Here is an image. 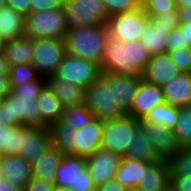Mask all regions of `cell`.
<instances>
[{"instance_id":"obj_1","label":"cell","mask_w":191,"mask_h":191,"mask_svg":"<svg viewBox=\"0 0 191 191\" xmlns=\"http://www.w3.org/2000/svg\"><path fill=\"white\" fill-rule=\"evenodd\" d=\"M45 86L46 78L42 77L13 87L0 102V122L3 126L49 128L37 107V98Z\"/></svg>"},{"instance_id":"obj_2","label":"cell","mask_w":191,"mask_h":191,"mask_svg":"<svg viewBox=\"0 0 191 191\" xmlns=\"http://www.w3.org/2000/svg\"><path fill=\"white\" fill-rule=\"evenodd\" d=\"M104 126L105 120L95 117L76 130L57 121L49 127L51 142L64 154L87 158L100 148Z\"/></svg>"},{"instance_id":"obj_3","label":"cell","mask_w":191,"mask_h":191,"mask_svg":"<svg viewBox=\"0 0 191 191\" xmlns=\"http://www.w3.org/2000/svg\"><path fill=\"white\" fill-rule=\"evenodd\" d=\"M150 57L139 41L126 43L109 37L100 68L111 73L142 76Z\"/></svg>"},{"instance_id":"obj_4","label":"cell","mask_w":191,"mask_h":191,"mask_svg":"<svg viewBox=\"0 0 191 191\" xmlns=\"http://www.w3.org/2000/svg\"><path fill=\"white\" fill-rule=\"evenodd\" d=\"M108 38V28L104 24L68 30L64 41L68 54L101 66Z\"/></svg>"},{"instance_id":"obj_5","label":"cell","mask_w":191,"mask_h":191,"mask_svg":"<svg viewBox=\"0 0 191 191\" xmlns=\"http://www.w3.org/2000/svg\"><path fill=\"white\" fill-rule=\"evenodd\" d=\"M62 9L67 30L104 25L110 17L103 0H64Z\"/></svg>"},{"instance_id":"obj_6","label":"cell","mask_w":191,"mask_h":191,"mask_svg":"<svg viewBox=\"0 0 191 191\" xmlns=\"http://www.w3.org/2000/svg\"><path fill=\"white\" fill-rule=\"evenodd\" d=\"M83 104L95 118L107 120L126 115L114 102L113 83H107L101 76L84 88Z\"/></svg>"},{"instance_id":"obj_7","label":"cell","mask_w":191,"mask_h":191,"mask_svg":"<svg viewBox=\"0 0 191 191\" xmlns=\"http://www.w3.org/2000/svg\"><path fill=\"white\" fill-rule=\"evenodd\" d=\"M139 128V120L128 114L105 120L100 148L124 157L133 135Z\"/></svg>"},{"instance_id":"obj_8","label":"cell","mask_w":191,"mask_h":191,"mask_svg":"<svg viewBox=\"0 0 191 191\" xmlns=\"http://www.w3.org/2000/svg\"><path fill=\"white\" fill-rule=\"evenodd\" d=\"M25 22V35L33 40L64 39L68 31L62 8L30 13Z\"/></svg>"},{"instance_id":"obj_9","label":"cell","mask_w":191,"mask_h":191,"mask_svg":"<svg viewBox=\"0 0 191 191\" xmlns=\"http://www.w3.org/2000/svg\"><path fill=\"white\" fill-rule=\"evenodd\" d=\"M149 19L141 6L130 12L115 14L106 23L108 35L120 42L140 41Z\"/></svg>"},{"instance_id":"obj_10","label":"cell","mask_w":191,"mask_h":191,"mask_svg":"<svg viewBox=\"0 0 191 191\" xmlns=\"http://www.w3.org/2000/svg\"><path fill=\"white\" fill-rule=\"evenodd\" d=\"M32 65L41 77L54 75L66 55L64 39L41 38L33 40Z\"/></svg>"},{"instance_id":"obj_11","label":"cell","mask_w":191,"mask_h":191,"mask_svg":"<svg viewBox=\"0 0 191 191\" xmlns=\"http://www.w3.org/2000/svg\"><path fill=\"white\" fill-rule=\"evenodd\" d=\"M54 76L86 88L101 76L97 63L66 53Z\"/></svg>"},{"instance_id":"obj_12","label":"cell","mask_w":191,"mask_h":191,"mask_svg":"<svg viewBox=\"0 0 191 191\" xmlns=\"http://www.w3.org/2000/svg\"><path fill=\"white\" fill-rule=\"evenodd\" d=\"M140 129L147 139L151 141L159 159L169 161L180 151L176 135L173 129H168L162 125H157L149 121L139 120Z\"/></svg>"},{"instance_id":"obj_13","label":"cell","mask_w":191,"mask_h":191,"mask_svg":"<svg viewBox=\"0 0 191 191\" xmlns=\"http://www.w3.org/2000/svg\"><path fill=\"white\" fill-rule=\"evenodd\" d=\"M122 157L102 148L86 158V168L96 187L114 179Z\"/></svg>"},{"instance_id":"obj_14","label":"cell","mask_w":191,"mask_h":191,"mask_svg":"<svg viewBox=\"0 0 191 191\" xmlns=\"http://www.w3.org/2000/svg\"><path fill=\"white\" fill-rule=\"evenodd\" d=\"M165 103L162 87L150 83L141 77L130 111L135 119H143L156 106Z\"/></svg>"},{"instance_id":"obj_15","label":"cell","mask_w":191,"mask_h":191,"mask_svg":"<svg viewBox=\"0 0 191 191\" xmlns=\"http://www.w3.org/2000/svg\"><path fill=\"white\" fill-rule=\"evenodd\" d=\"M101 77L107 83H113L114 102H117L120 108L127 114L132 107L133 98L141 76L101 71Z\"/></svg>"},{"instance_id":"obj_16","label":"cell","mask_w":191,"mask_h":191,"mask_svg":"<svg viewBox=\"0 0 191 191\" xmlns=\"http://www.w3.org/2000/svg\"><path fill=\"white\" fill-rule=\"evenodd\" d=\"M179 73L180 71L170 55L165 53L151 56L141 77L150 83L163 87Z\"/></svg>"},{"instance_id":"obj_17","label":"cell","mask_w":191,"mask_h":191,"mask_svg":"<svg viewBox=\"0 0 191 191\" xmlns=\"http://www.w3.org/2000/svg\"><path fill=\"white\" fill-rule=\"evenodd\" d=\"M52 145L49 128L29 127L22 134L19 156L27 162L37 160Z\"/></svg>"},{"instance_id":"obj_18","label":"cell","mask_w":191,"mask_h":191,"mask_svg":"<svg viewBox=\"0 0 191 191\" xmlns=\"http://www.w3.org/2000/svg\"><path fill=\"white\" fill-rule=\"evenodd\" d=\"M2 177L22 191L32 178V166L19 155L0 154Z\"/></svg>"},{"instance_id":"obj_19","label":"cell","mask_w":191,"mask_h":191,"mask_svg":"<svg viewBox=\"0 0 191 191\" xmlns=\"http://www.w3.org/2000/svg\"><path fill=\"white\" fill-rule=\"evenodd\" d=\"M170 185V167L166 160L149 163L143 171L137 189L141 191H164Z\"/></svg>"},{"instance_id":"obj_20","label":"cell","mask_w":191,"mask_h":191,"mask_svg":"<svg viewBox=\"0 0 191 191\" xmlns=\"http://www.w3.org/2000/svg\"><path fill=\"white\" fill-rule=\"evenodd\" d=\"M162 89L166 103L179 108L191 106V73L180 72Z\"/></svg>"},{"instance_id":"obj_21","label":"cell","mask_w":191,"mask_h":191,"mask_svg":"<svg viewBox=\"0 0 191 191\" xmlns=\"http://www.w3.org/2000/svg\"><path fill=\"white\" fill-rule=\"evenodd\" d=\"M64 155L65 154L54 145L48 147L37 160L31 163L32 177L54 183L56 171Z\"/></svg>"},{"instance_id":"obj_22","label":"cell","mask_w":191,"mask_h":191,"mask_svg":"<svg viewBox=\"0 0 191 191\" xmlns=\"http://www.w3.org/2000/svg\"><path fill=\"white\" fill-rule=\"evenodd\" d=\"M173 29H175L173 26L155 24L149 19L139 42L151 56L165 54L167 53L168 35Z\"/></svg>"},{"instance_id":"obj_23","label":"cell","mask_w":191,"mask_h":191,"mask_svg":"<svg viewBox=\"0 0 191 191\" xmlns=\"http://www.w3.org/2000/svg\"><path fill=\"white\" fill-rule=\"evenodd\" d=\"M46 85L59 99L64 107L78 106L84 103V88L56 78L46 77Z\"/></svg>"},{"instance_id":"obj_24","label":"cell","mask_w":191,"mask_h":191,"mask_svg":"<svg viewBox=\"0 0 191 191\" xmlns=\"http://www.w3.org/2000/svg\"><path fill=\"white\" fill-rule=\"evenodd\" d=\"M86 168V158L65 154L56 171L55 186L76 188L79 172Z\"/></svg>"},{"instance_id":"obj_25","label":"cell","mask_w":191,"mask_h":191,"mask_svg":"<svg viewBox=\"0 0 191 191\" xmlns=\"http://www.w3.org/2000/svg\"><path fill=\"white\" fill-rule=\"evenodd\" d=\"M33 39L26 35L13 40H7L3 54L9 66L32 64L34 58Z\"/></svg>"},{"instance_id":"obj_26","label":"cell","mask_w":191,"mask_h":191,"mask_svg":"<svg viewBox=\"0 0 191 191\" xmlns=\"http://www.w3.org/2000/svg\"><path fill=\"white\" fill-rule=\"evenodd\" d=\"M149 163L122 157L119 168L115 174L114 180L125 186L127 189H135L141 182L144 168Z\"/></svg>"},{"instance_id":"obj_27","label":"cell","mask_w":191,"mask_h":191,"mask_svg":"<svg viewBox=\"0 0 191 191\" xmlns=\"http://www.w3.org/2000/svg\"><path fill=\"white\" fill-rule=\"evenodd\" d=\"M26 17L16 12L12 7L0 8V33L4 39L13 40L25 36Z\"/></svg>"},{"instance_id":"obj_28","label":"cell","mask_w":191,"mask_h":191,"mask_svg":"<svg viewBox=\"0 0 191 191\" xmlns=\"http://www.w3.org/2000/svg\"><path fill=\"white\" fill-rule=\"evenodd\" d=\"M37 107L40 109L43 121L50 127L60 120L64 106L46 85L39 93Z\"/></svg>"},{"instance_id":"obj_29","label":"cell","mask_w":191,"mask_h":191,"mask_svg":"<svg viewBox=\"0 0 191 191\" xmlns=\"http://www.w3.org/2000/svg\"><path fill=\"white\" fill-rule=\"evenodd\" d=\"M124 157L152 163L160 160L155 152L151 141L146 138L144 132L139 128L133 135L132 142L128 145Z\"/></svg>"},{"instance_id":"obj_30","label":"cell","mask_w":191,"mask_h":191,"mask_svg":"<svg viewBox=\"0 0 191 191\" xmlns=\"http://www.w3.org/2000/svg\"><path fill=\"white\" fill-rule=\"evenodd\" d=\"M178 117L179 107L172 106L165 102L162 105L153 108L142 120L162 125L168 129H174Z\"/></svg>"},{"instance_id":"obj_31","label":"cell","mask_w":191,"mask_h":191,"mask_svg":"<svg viewBox=\"0 0 191 191\" xmlns=\"http://www.w3.org/2000/svg\"><path fill=\"white\" fill-rule=\"evenodd\" d=\"M94 118L93 114L84 105L65 107L60 116L59 122L66 124L73 129H81Z\"/></svg>"},{"instance_id":"obj_32","label":"cell","mask_w":191,"mask_h":191,"mask_svg":"<svg viewBox=\"0 0 191 191\" xmlns=\"http://www.w3.org/2000/svg\"><path fill=\"white\" fill-rule=\"evenodd\" d=\"M181 148H191V106L180 107L179 117L173 129Z\"/></svg>"},{"instance_id":"obj_33","label":"cell","mask_w":191,"mask_h":191,"mask_svg":"<svg viewBox=\"0 0 191 191\" xmlns=\"http://www.w3.org/2000/svg\"><path fill=\"white\" fill-rule=\"evenodd\" d=\"M41 78L32 64L26 63L9 66L8 79L11 89L33 80H40Z\"/></svg>"},{"instance_id":"obj_34","label":"cell","mask_w":191,"mask_h":191,"mask_svg":"<svg viewBox=\"0 0 191 191\" xmlns=\"http://www.w3.org/2000/svg\"><path fill=\"white\" fill-rule=\"evenodd\" d=\"M168 163L170 175L191 176V148H181Z\"/></svg>"},{"instance_id":"obj_35","label":"cell","mask_w":191,"mask_h":191,"mask_svg":"<svg viewBox=\"0 0 191 191\" xmlns=\"http://www.w3.org/2000/svg\"><path fill=\"white\" fill-rule=\"evenodd\" d=\"M141 7L149 17L177 9L176 0H143Z\"/></svg>"},{"instance_id":"obj_36","label":"cell","mask_w":191,"mask_h":191,"mask_svg":"<svg viewBox=\"0 0 191 191\" xmlns=\"http://www.w3.org/2000/svg\"><path fill=\"white\" fill-rule=\"evenodd\" d=\"M109 16L133 11L141 6L138 0H103Z\"/></svg>"},{"instance_id":"obj_37","label":"cell","mask_w":191,"mask_h":191,"mask_svg":"<svg viewBox=\"0 0 191 191\" xmlns=\"http://www.w3.org/2000/svg\"><path fill=\"white\" fill-rule=\"evenodd\" d=\"M26 126L9 127V140L7 146V155H19L22 134L28 129Z\"/></svg>"},{"instance_id":"obj_38","label":"cell","mask_w":191,"mask_h":191,"mask_svg":"<svg viewBox=\"0 0 191 191\" xmlns=\"http://www.w3.org/2000/svg\"><path fill=\"white\" fill-rule=\"evenodd\" d=\"M182 73H191V48L167 52Z\"/></svg>"},{"instance_id":"obj_39","label":"cell","mask_w":191,"mask_h":191,"mask_svg":"<svg viewBox=\"0 0 191 191\" xmlns=\"http://www.w3.org/2000/svg\"><path fill=\"white\" fill-rule=\"evenodd\" d=\"M30 5V13L56 10L63 7L64 0H28Z\"/></svg>"},{"instance_id":"obj_40","label":"cell","mask_w":191,"mask_h":191,"mask_svg":"<svg viewBox=\"0 0 191 191\" xmlns=\"http://www.w3.org/2000/svg\"><path fill=\"white\" fill-rule=\"evenodd\" d=\"M189 48L187 43H184L183 33L181 28L177 27L170 31L167 39V52L177 51Z\"/></svg>"},{"instance_id":"obj_41","label":"cell","mask_w":191,"mask_h":191,"mask_svg":"<svg viewBox=\"0 0 191 191\" xmlns=\"http://www.w3.org/2000/svg\"><path fill=\"white\" fill-rule=\"evenodd\" d=\"M150 19L155 24L159 25L173 26L174 28H177L180 25L178 8L176 10H170L157 16H151Z\"/></svg>"},{"instance_id":"obj_42","label":"cell","mask_w":191,"mask_h":191,"mask_svg":"<svg viewBox=\"0 0 191 191\" xmlns=\"http://www.w3.org/2000/svg\"><path fill=\"white\" fill-rule=\"evenodd\" d=\"M71 189L73 191H96V186L87 168L79 172L76 180V188Z\"/></svg>"},{"instance_id":"obj_43","label":"cell","mask_w":191,"mask_h":191,"mask_svg":"<svg viewBox=\"0 0 191 191\" xmlns=\"http://www.w3.org/2000/svg\"><path fill=\"white\" fill-rule=\"evenodd\" d=\"M170 186L174 191H191V176L170 175Z\"/></svg>"},{"instance_id":"obj_44","label":"cell","mask_w":191,"mask_h":191,"mask_svg":"<svg viewBox=\"0 0 191 191\" xmlns=\"http://www.w3.org/2000/svg\"><path fill=\"white\" fill-rule=\"evenodd\" d=\"M55 183H49L45 180L31 178L23 191H54Z\"/></svg>"},{"instance_id":"obj_45","label":"cell","mask_w":191,"mask_h":191,"mask_svg":"<svg viewBox=\"0 0 191 191\" xmlns=\"http://www.w3.org/2000/svg\"><path fill=\"white\" fill-rule=\"evenodd\" d=\"M7 6L12 7L16 12L25 17L30 14V5L28 0H6Z\"/></svg>"},{"instance_id":"obj_46","label":"cell","mask_w":191,"mask_h":191,"mask_svg":"<svg viewBox=\"0 0 191 191\" xmlns=\"http://www.w3.org/2000/svg\"><path fill=\"white\" fill-rule=\"evenodd\" d=\"M96 191H129V189L112 179L107 183L96 187Z\"/></svg>"},{"instance_id":"obj_47","label":"cell","mask_w":191,"mask_h":191,"mask_svg":"<svg viewBox=\"0 0 191 191\" xmlns=\"http://www.w3.org/2000/svg\"><path fill=\"white\" fill-rule=\"evenodd\" d=\"M8 140H9V127L3 126L0 129V154L7 155Z\"/></svg>"},{"instance_id":"obj_48","label":"cell","mask_w":191,"mask_h":191,"mask_svg":"<svg viewBox=\"0 0 191 191\" xmlns=\"http://www.w3.org/2000/svg\"><path fill=\"white\" fill-rule=\"evenodd\" d=\"M179 27L183 33L184 43H187L188 47L191 48V24L180 23Z\"/></svg>"},{"instance_id":"obj_49","label":"cell","mask_w":191,"mask_h":191,"mask_svg":"<svg viewBox=\"0 0 191 191\" xmlns=\"http://www.w3.org/2000/svg\"><path fill=\"white\" fill-rule=\"evenodd\" d=\"M11 92L8 75H0V96L3 98Z\"/></svg>"},{"instance_id":"obj_50","label":"cell","mask_w":191,"mask_h":191,"mask_svg":"<svg viewBox=\"0 0 191 191\" xmlns=\"http://www.w3.org/2000/svg\"><path fill=\"white\" fill-rule=\"evenodd\" d=\"M180 23L191 24V7L178 9Z\"/></svg>"},{"instance_id":"obj_51","label":"cell","mask_w":191,"mask_h":191,"mask_svg":"<svg viewBox=\"0 0 191 191\" xmlns=\"http://www.w3.org/2000/svg\"><path fill=\"white\" fill-rule=\"evenodd\" d=\"M0 191H22L5 178H0Z\"/></svg>"},{"instance_id":"obj_52","label":"cell","mask_w":191,"mask_h":191,"mask_svg":"<svg viewBox=\"0 0 191 191\" xmlns=\"http://www.w3.org/2000/svg\"><path fill=\"white\" fill-rule=\"evenodd\" d=\"M8 73H9V65L2 52L0 53V75H8Z\"/></svg>"},{"instance_id":"obj_53","label":"cell","mask_w":191,"mask_h":191,"mask_svg":"<svg viewBox=\"0 0 191 191\" xmlns=\"http://www.w3.org/2000/svg\"><path fill=\"white\" fill-rule=\"evenodd\" d=\"M176 6L178 9L191 7V0H176Z\"/></svg>"},{"instance_id":"obj_54","label":"cell","mask_w":191,"mask_h":191,"mask_svg":"<svg viewBox=\"0 0 191 191\" xmlns=\"http://www.w3.org/2000/svg\"><path fill=\"white\" fill-rule=\"evenodd\" d=\"M5 43H6V40L4 39L3 35L0 33V53L3 52Z\"/></svg>"},{"instance_id":"obj_55","label":"cell","mask_w":191,"mask_h":191,"mask_svg":"<svg viewBox=\"0 0 191 191\" xmlns=\"http://www.w3.org/2000/svg\"><path fill=\"white\" fill-rule=\"evenodd\" d=\"M54 191H73V190L69 187L55 186Z\"/></svg>"},{"instance_id":"obj_56","label":"cell","mask_w":191,"mask_h":191,"mask_svg":"<svg viewBox=\"0 0 191 191\" xmlns=\"http://www.w3.org/2000/svg\"><path fill=\"white\" fill-rule=\"evenodd\" d=\"M6 0H0V8L6 6Z\"/></svg>"},{"instance_id":"obj_57","label":"cell","mask_w":191,"mask_h":191,"mask_svg":"<svg viewBox=\"0 0 191 191\" xmlns=\"http://www.w3.org/2000/svg\"><path fill=\"white\" fill-rule=\"evenodd\" d=\"M164 191H174L173 188L169 185Z\"/></svg>"},{"instance_id":"obj_58","label":"cell","mask_w":191,"mask_h":191,"mask_svg":"<svg viewBox=\"0 0 191 191\" xmlns=\"http://www.w3.org/2000/svg\"><path fill=\"white\" fill-rule=\"evenodd\" d=\"M129 191H141V190L135 188V189H130Z\"/></svg>"},{"instance_id":"obj_59","label":"cell","mask_w":191,"mask_h":191,"mask_svg":"<svg viewBox=\"0 0 191 191\" xmlns=\"http://www.w3.org/2000/svg\"><path fill=\"white\" fill-rule=\"evenodd\" d=\"M0 178H2V170H1V165H0Z\"/></svg>"}]
</instances>
